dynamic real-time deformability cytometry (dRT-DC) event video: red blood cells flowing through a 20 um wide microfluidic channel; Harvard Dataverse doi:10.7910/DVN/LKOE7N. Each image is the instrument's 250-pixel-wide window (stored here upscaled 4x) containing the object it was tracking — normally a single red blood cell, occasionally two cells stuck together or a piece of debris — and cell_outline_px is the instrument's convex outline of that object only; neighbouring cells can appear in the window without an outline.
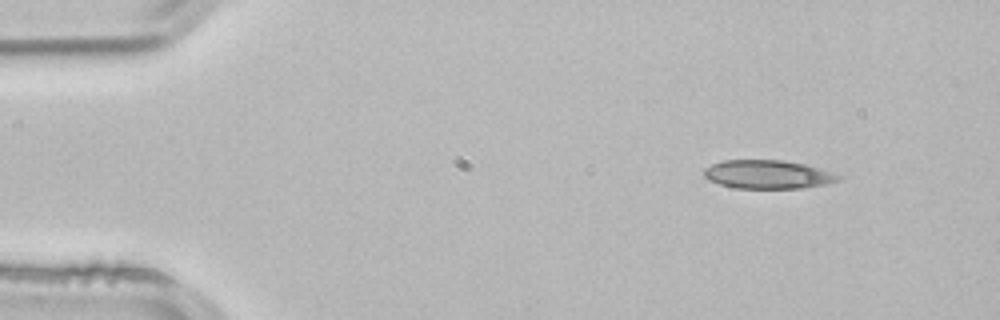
{"species": "common noctule bat (a hibernating species)", "species_latin": "Nyctalus noctula", "temperature_condition": "room temperature", "stored_images_in_passage": 3, "camera_frame_rate_fps": 3000, "um_per_image_px": 0.085, "animal": {"sex": "male", "body_mass_g": 21.5, "forearm_length_mm": 52.0}, "frame": {"image": 1, "passage_image": 1, "time_ms": 0.0, "image_size_px": [1000, 320], "cell_outline_px": [[844, 176], [840, 180], [828, 184], [800, 188], [736, 188], [720, 184], [708, 180], [704, 176], [704, 168], [712, 164], [724, 160], [780, 160], [804, 164], [820, 168]], "centroid_in_image_um": [65.29, 14.83], "position_along_channel_um": 19.7, "area_um2": 22.43}}
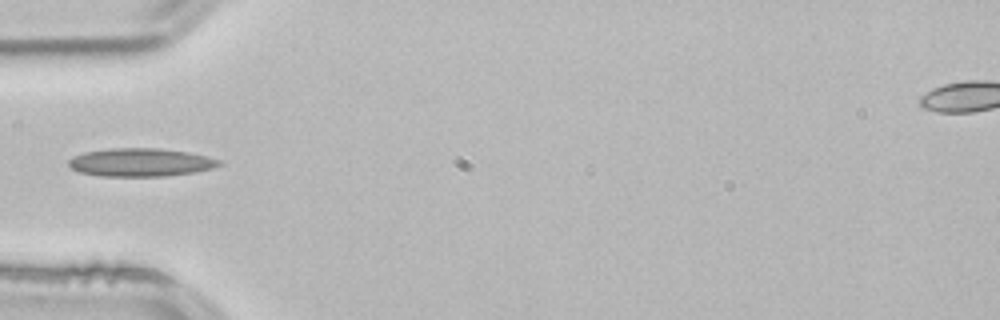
{"frame": {"image": 2, "passage_image": 3, "time_ms": 0.667, "image_size_px": [1000, 320], "cell_outline_px": [[224, 164], [212, 168], [196, 172], [164, 176], [100, 176], [80, 172], [72, 168], [68, 164], [68, 160], [72, 156], [84, 152], [108, 148], [160, 148], [188, 152], [220, 160]], "centroid_in_image_um": [11.94, 13.79], "position_along_channel_um": 73.1, "area_um2": 24.8}}